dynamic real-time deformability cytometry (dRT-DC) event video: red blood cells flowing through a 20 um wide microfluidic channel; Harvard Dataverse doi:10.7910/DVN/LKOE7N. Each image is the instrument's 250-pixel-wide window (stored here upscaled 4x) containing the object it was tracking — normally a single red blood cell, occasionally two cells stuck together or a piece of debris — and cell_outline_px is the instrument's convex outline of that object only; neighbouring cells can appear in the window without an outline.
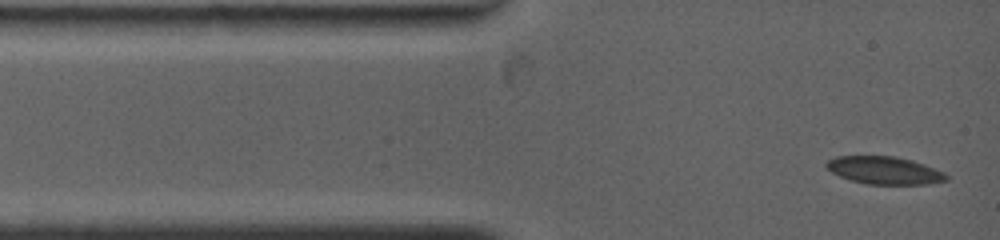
{"species": "common noctule bat (a hibernating species)", "species_latin": "Nyctalus noctula", "temperature_condition": "warm", "stored_images_in_passage": 78, "camera_frame_rate_fps": 4500, "um_per_image_px": 0.085, "animal": {"sex": "female", "body_mass_g": 19.0, "forearm_length_mm": 53.3}, "frame": {"image": 1, "passage_image": 1, "time_ms": 0.0, "image_size_px": [1000, 240], "cell_outline_px": [[948, 180], [928, 184], [868, 184], [852, 180], [840, 176], [832, 172], [824, 164], [828, 160], [836, 156], [896, 156], [912, 160], [924, 164], [944, 172], [948, 176]], "centroid_in_image_um": [75.19, 14.47], "position_along_channel_um": 9.8, "area_um2": 19.25}}
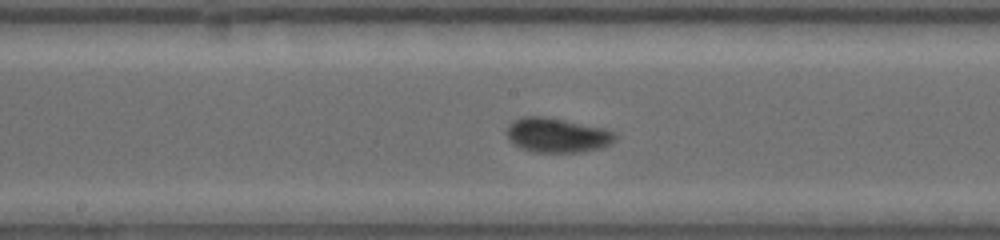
{"frame": {"image": 2, "passage_image": 32, "time_ms": 6.0, "image_size_px": [1000, 240], "cell_outline_px": [[616, 140], [600, 148], [580, 152], [532, 152], [520, 148], [512, 144], [508, 140], [508, 124], [512, 120], [524, 116], [544, 116], [604, 128], [612, 132], [616, 136]], "centroid_in_image_um": [47.3, 11.49], "position_along_channel_um": 200.9, "area_um2": 21.79}}
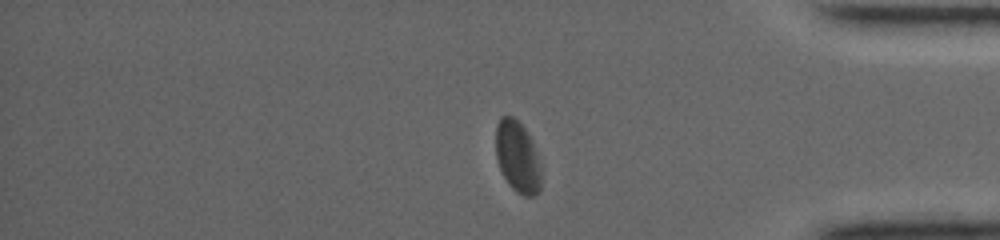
{"frame": {"image": 3, "passage_image": 67, "time_ms": 11.556, "image_size_px": [1000, 240], "cell_outline_px": [[540, 192], [532, 196], [524, 196], [516, 192], [508, 184], [500, 168], [496, 156], [496, 124], [500, 116], [512, 116], [528, 132], [536, 152], [540, 164]], "centroid_in_image_um": [43.98, 13.34], "position_along_channel_um": 391.2, "area_um2": 18.84}, "authors_computed_cell_mechanics": {"area_um2": 20.4612, "velocity_mm_per_s": 3.8182, "shape_relaxation_time_tau1_ms": 4.6907, "shape_relaxation_time_tau2_ms": null, "deformation_change_tau1": 0.1233, "deformation_change_tau2": null}}